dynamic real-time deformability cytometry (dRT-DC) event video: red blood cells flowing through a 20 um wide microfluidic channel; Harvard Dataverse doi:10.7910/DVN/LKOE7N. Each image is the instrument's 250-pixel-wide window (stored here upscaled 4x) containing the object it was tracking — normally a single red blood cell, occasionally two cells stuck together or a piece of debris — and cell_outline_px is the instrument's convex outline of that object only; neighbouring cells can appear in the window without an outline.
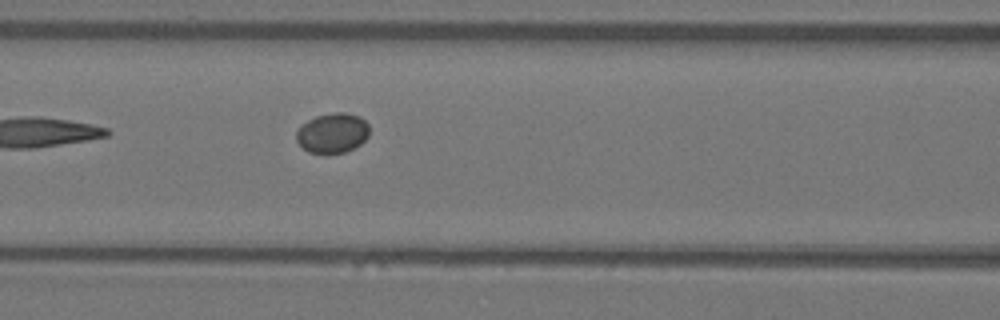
{"species": "Egyptian fruit bat (a non-hibernating species)", "species_latin": "Rousettus aegyptiacus", "temperature_condition": "warm", "stored_images_in_passage": 4, "camera_frame_rate_fps": 3000, "um_per_image_px": 0.085, "animal": {"sex": "female"}, "frame": {"image": 1, "passage_image": 4, "time_ms": 1.0, "image_size_px": [1000, 320], "cell_outline_px": [[368, 136], [360, 144], [344, 152], [324, 156], [308, 152], [296, 140], [296, 132], [300, 124], [316, 116], [332, 112], [344, 112], [360, 116], [368, 124]], "centroid_in_image_um": [28.23, 11.32], "position_along_channel_um": 138.4, "area_um2": 17.34}}